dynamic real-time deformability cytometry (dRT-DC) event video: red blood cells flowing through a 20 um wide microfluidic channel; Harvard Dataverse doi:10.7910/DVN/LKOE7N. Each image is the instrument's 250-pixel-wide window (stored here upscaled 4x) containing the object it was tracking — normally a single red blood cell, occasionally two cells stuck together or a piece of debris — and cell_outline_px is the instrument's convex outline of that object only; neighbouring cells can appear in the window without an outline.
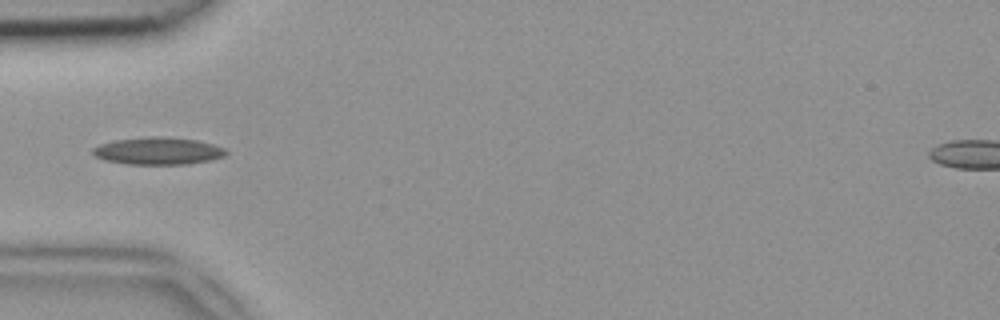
{"species": "common noctule bat (a hibernating species)", "species_latin": "Nyctalus noctula", "temperature_condition": "room temperature", "stored_images_in_passage": 34, "camera_frame_rate_fps": 3000, "um_per_image_px": 0.085, "animal": {"sex": "female", "body_mass_g": 18.4}, "frame": {"image": 1, "passage_image": 1, "time_ms": 0.0, "image_size_px": [1000, 320], "cell_outline_px": [[228, 152], [224, 156], [212, 160], [188, 164], [128, 164], [104, 160], [96, 156], [92, 152], [92, 148], [100, 144], [116, 140], [152, 136], [160, 136], [196, 140], [212, 144], [224, 148]], "centroid_in_image_um": [13.44, 12.83], "position_along_channel_um": 71.6, "area_um2": 21.1}}
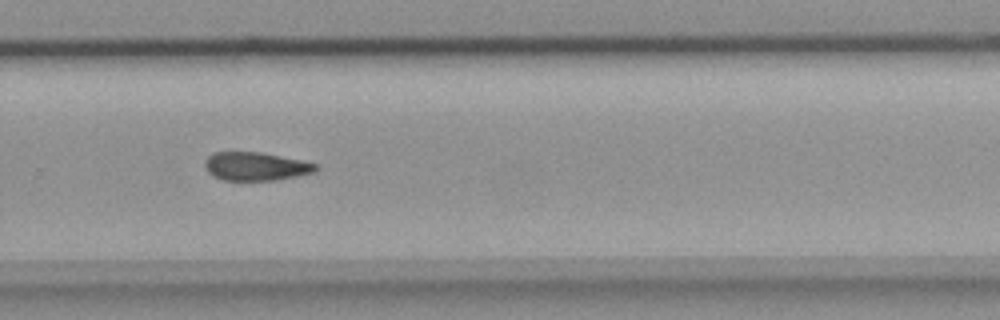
{"frame": {"image": 2, "passage_image": 18, "time_ms": 5.667, "image_size_px": [1000, 320], "cell_outline_px": [[320, 168], [316, 172], [296, 176], [272, 180], [224, 180], [208, 172], [204, 164], [204, 160], [212, 152], [260, 152], [300, 160], [316, 164]], "centroid_in_image_um": [21.74, 14.13], "position_along_channel_um": 308.1, "area_um2": 18.21}}
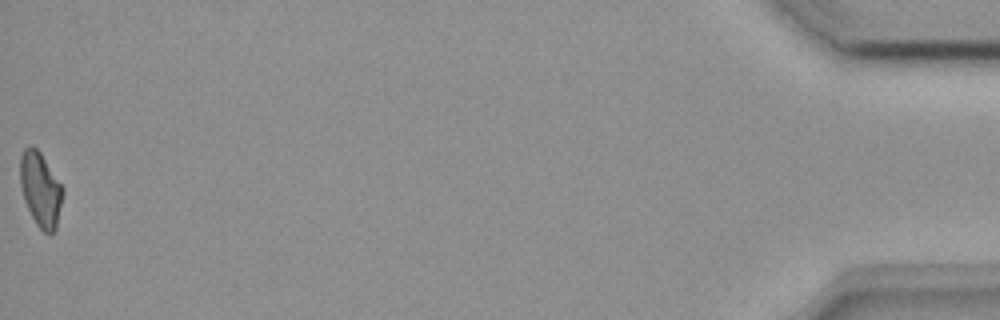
{"frame": {"image": 3, "passage_image": 34, "time_ms": 11.0, "image_size_px": [1000, 320], "cell_outline_px": [[64, 192], [56, 228], [48, 236], [36, 224], [24, 200], [20, 184], [20, 156], [24, 148], [28, 144], [32, 144], [40, 152], [64, 188]], "centroid_in_image_um": [3.44, 16.08], "position_along_channel_um": 431.8, "area_um2": 18.61}}